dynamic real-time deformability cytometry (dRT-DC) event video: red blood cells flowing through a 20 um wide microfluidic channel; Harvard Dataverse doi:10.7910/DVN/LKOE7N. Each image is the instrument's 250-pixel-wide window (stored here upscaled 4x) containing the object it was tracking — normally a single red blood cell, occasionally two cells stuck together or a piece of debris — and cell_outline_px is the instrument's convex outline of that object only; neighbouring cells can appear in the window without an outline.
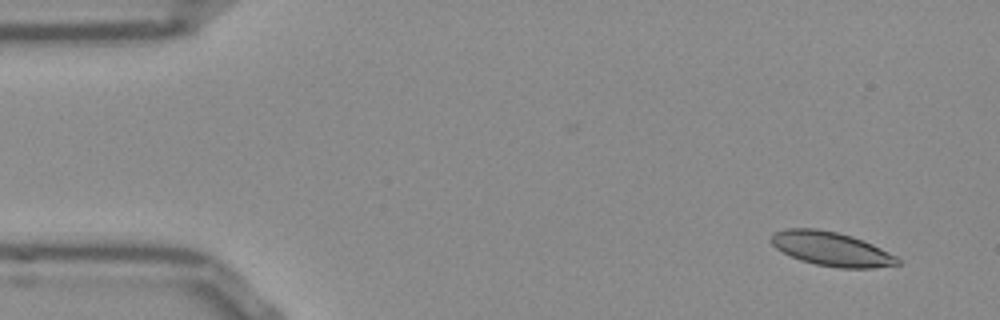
{"species": "Egyptian fruit bat (a non-hibernating species)", "species_latin": "Rousettus aegyptiacus", "temperature_condition": "room temperature", "stored_images_in_passage": 53, "segment_of_instrument_passage": [1, 2], "camera_frame_rate_fps": 3000, "um_per_image_px": 0.085, "frame": {"image": 1, "passage_image": 3, "time_ms": 0.667, "image_size_px": [1000, 320], "cell_outline_px": [[900, 264], [872, 268], [840, 268], [816, 264], [800, 260], [776, 248], [772, 244], [772, 236], [776, 232], [788, 228], [816, 228], [836, 232], [852, 236], [872, 244], [896, 256], [900, 260]], "centroid_in_image_um": [70.68, 21.16], "position_along_channel_um": 14.3, "area_um2": 24.74}}
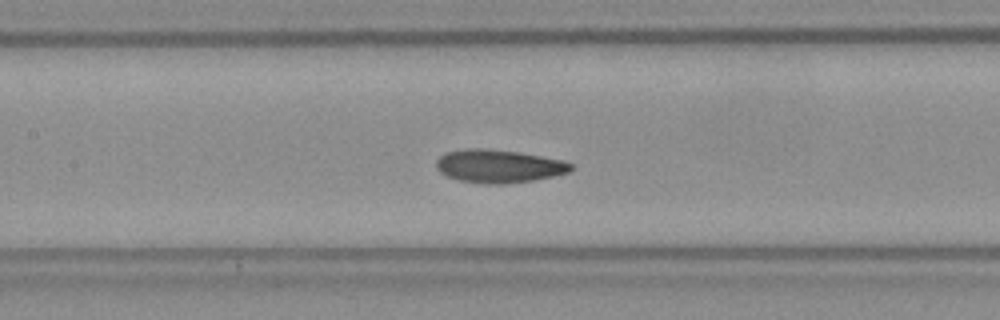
{"frame": {"image": 2, "passage_image": 23, "time_ms": 7.333, "image_size_px": [1000, 320], "cell_outline_px": [[572, 168], [568, 172], [536, 180], [504, 184], [488, 184], [460, 180], [448, 176], [440, 172], [436, 168], [436, 160], [440, 156], [448, 152], [468, 148], [484, 148], [520, 152], [564, 160], [572, 164]], "centroid_in_image_um": [42.4, 14.12], "position_along_channel_um": 165.0, "area_um2": 25.95}}
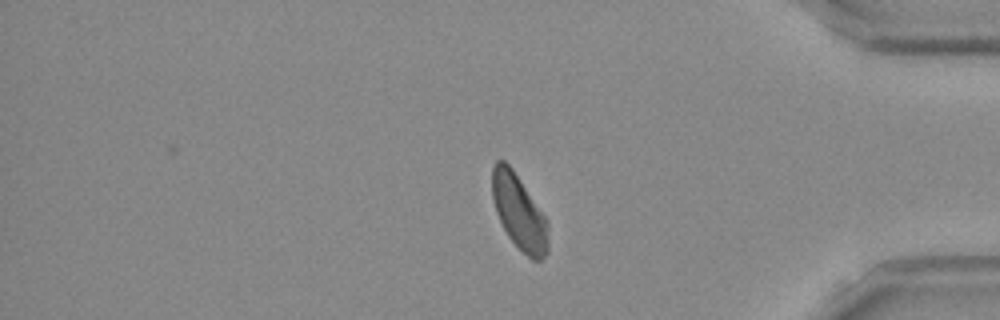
{"frame": {"image": 3, "passage_image": 43, "time_ms": 14.0, "image_size_px": [1000, 320], "cell_outline_px": [[548, 252], [540, 260], [532, 260], [508, 236], [496, 212], [492, 196], [492, 168], [496, 160], [504, 160], [512, 168], [548, 220]], "centroid_in_image_um": [44.13, 18.02], "position_along_channel_um": 391.1, "area_um2": 24.22}}